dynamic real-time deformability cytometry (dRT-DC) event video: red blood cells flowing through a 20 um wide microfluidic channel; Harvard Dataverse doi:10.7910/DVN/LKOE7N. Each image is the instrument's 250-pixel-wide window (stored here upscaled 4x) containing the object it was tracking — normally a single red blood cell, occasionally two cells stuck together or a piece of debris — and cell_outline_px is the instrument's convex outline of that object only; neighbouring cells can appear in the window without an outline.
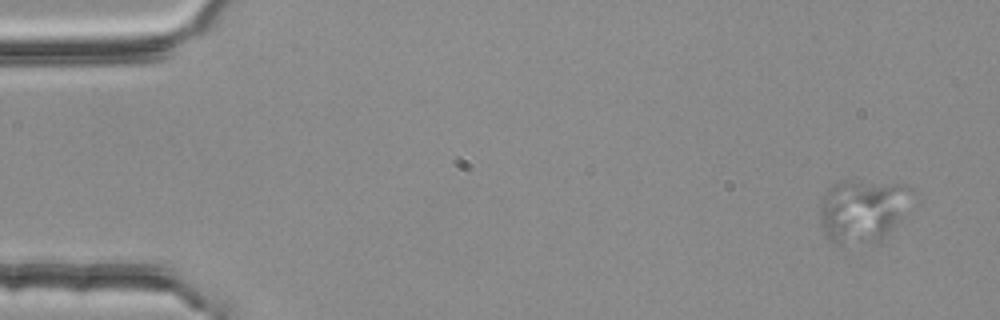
{"species": "common noctule bat (a hibernating species)", "species_latin": "Nyctalus noctula", "temperature_condition": "room temperature", "stored_images_in_passage": 4, "camera_frame_rate_fps": 3000, "um_per_image_px": 0.085, "animal": {"sex": "female", "body_mass_g": 25.1}, "frame": {"image": 1, "passage_image": 1, "time_ms": 0.0, "image_size_px": [1000, 320], "cell_outline_px": [[916, 192], [900, 220], [880, 244], [840, 248], [832, 240], [820, 224], [820, 200], [828, 188], [832, 184], [840, 180], [844, 180], [892, 184], [912, 188]], "centroid_in_image_um": [73.32, 17.97], "position_along_channel_um": 11.7, "area_um2": 34.85}}